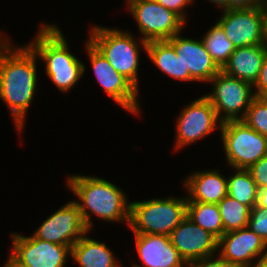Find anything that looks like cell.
<instances>
[{"label": "cell", "mask_w": 267, "mask_h": 267, "mask_svg": "<svg viewBox=\"0 0 267 267\" xmlns=\"http://www.w3.org/2000/svg\"><path fill=\"white\" fill-rule=\"evenodd\" d=\"M176 121V150L211 135L222 125L216 110L205 96L186 105Z\"/></svg>", "instance_id": "30bf717a"}, {"label": "cell", "mask_w": 267, "mask_h": 267, "mask_svg": "<svg viewBox=\"0 0 267 267\" xmlns=\"http://www.w3.org/2000/svg\"><path fill=\"white\" fill-rule=\"evenodd\" d=\"M219 170L196 171L183 181L187 202L218 204L228 195L227 178Z\"/></svg>", "instance_id": "ac0fdd59"}, {"label": "cell", "mask_w": 267, "mask_h": 267, "mask_svg": "<svg viewBox=\"0 0 267 267\" xmlns=\"http://www.w3.org/2000/svg\"><path fill=\"white\" fill-rule=\"evenodd\" d=\"M88 40L105 56L115 71L127 78L139 90V43L129 31L91 27Z\"/></svg>", "instance_id": "5b68a950"}, {"label": "cell", "mask_w": 267, "mask_h": 267, "mask_svg": "<svg viewBox=\"0 0 267 267\" xmlns=\"http://www.w3.org/2000/svg\"><path fill=\"white\" fill-rule=\"evenodd\" d=\"M222 11L217 23L235 48L267 44L262 5Z\"/></svg>", "instance_id": "8fae6325"}, {"label": "cell", "mask_w": 267, "mask_h": 267, "mask_svg": "<svg viewBox=\"0 0 267 267\" xmlns=\"http://www.w3.org/2000/svg\"><path fill=\"white\" fill-rule=\"evenodd\" d=\"M224 233L246 228L250 217V208L229 195L225 196L218 204Z\"/></svg>", "instance_id": "cb8c5ba5"}, {"label": "cell", "mask_w": 267, "mask_h": 267, "mask_svg": "<svg viewBox=\"0 0 267 267\" xmlns=\"http://www.w3.org/2000/svg\"><path fill=\"white\" fill-rule=\"evenodd\" d=\"M202 41L207 52L220 68L224 66L235 50L234 45L217 22L206 32Z\"/></svg>", "instance_id": "d4e9b609"}, {"label": "cell", "mask_w": 267, "mask_h": 267, "mask_svg": "<svg viewBox=\"0 0 267 267\" xmlns=\"http://www.w3.org/2000/svg\"><path fill=\"white\" fill-rule=\"evenodd\" d=\"M85 46L99 85L120 107L139 115L141 109L137 98L140 91L127 78L115 71L105 56L89 40Z\"/></svg>", "instance_id": "9c48e42d"}, {"label": "cell", "mask_w": 267, "mask_h": 267, "mask_svg": "<svg viewBox=\"0 0 267 267\" xmlns=\"http://www.w3.org/2000/svg\"><path fill=\"white\" fill-rule=\"evenodd\" d=\"M211 94L204 96L210 101L222 123L242 120L255 98L253 84L227 75L220 70L210 81Z\"/></svg>", "instance_id": "ba28073f"}, {"label": "cell", "mask_w": 267, "mask_h": 267, "mask_svg": "<svg viewBox=\"0 0 267 267\" xmlns=\"http://www.w3.org/2000/svg\"><path fill=\"white\" fill-rule=\"evenodd\" d=\"M136 249L143 265L131 267H186L185 260L172 245L170 236L134 233Z\"/></svg>", "instance_id": "e0dca14e"}, {"label": "cell", "mask_w": 267, "mask_h": 267, "mask_svg": "<svg viewBox=\"0 0 267 267\" xmlns=\"http://www.w3.org/2000/svg\"><path fill=\"white\" fill-rule=\"evenodd\" d=\"M227 177L228 195L252 209L257 204L258 187L248 169H234Z\"/></svg>", "instance_id": "603a6c76"}, {"label": "cell", "mask_w": 267, "mask_h": 267, "mask_svg": "<svg viewBox=\"0 0 267 267\" xmlns=\"http://www.w3.org/2000/svg\"><path fill=\"white\" fill-rule=\"evenodd\" d=\"M189 261L186 263V267H235L231 265L227 260L223 259L219 254Z\"/></svg>", "instance_id": "f546056e"}, {"label": "cell", "mask_w": 267, "mask_h": 267, "mask_svg": "<svg viewBox=\"0 0 267 267\" xmlns=\"http://www.w3.org/2000/svg\"><path fill=\"white\" fill-rule=\"evenodd\" d=\"M70 191L78 197L75 203L81 211L87 228L91 231V214L106 222L130 224V202L118 186L95 176L70 175L67 179Z\"/></svg>", "instance_id": "7a4b0ae2"}, {"label": "cell", "mask_w": 267, "mask_h": 267, "mask_svg": "<svg viewBox=\"0 0 267 267\" xmlns=\"http://www.w3.org/2000/svg\"><path fill=\"white\" fill-rule=\"evenodd\" d=\"M248 170L250 171L258 189L267 187V155L253 164Z\"/></svg>", "instance_id": "83f0119b"}, {"label": "cell", "mask_w": 267, "mask_h": 267, "mask_svg": "<svg viewBox=\"0 0 267 267\" xmlns=\"http://www.w3.org/2000/svg\"><path fill=\"white\" fill-rule=\"evenodd\" d=\"M264 0H226V10L251 8L262 5Z\"/></svg>", "instance_id": "1f68e13d"}, {"label": "cell", "mask_w": 267, "mask_h": 267, "mask_svg": "<svg viewBox=\"0 0 267 267\" xmlns=\"http://www.w3.org/2000/svg\"><path fill=\"white\" fill-rule=\"evenodd\" d=\"M41 25L36 37L28 45L44 62L46 76L58 90L69 92L83 77L86 67L69 52L68 42L56 24Z\"/></svg>", "instance_id": "3957f363"}, {"label": "cell", "mask_w": 267, "mask_h": 267, "mask_svg": "<svg viewBox=\"0 0 267 267\" xmlns=\"http://www.w3.org/2000/svg\"><path fill=\"white\" fill-rule=\"evenodd\" d=\"M267 44L235 48L221 70L232 77L254 84L259 76Z\"/></svg>", "instance_id": "d6986e66"}, {"label": "cell", "mask_w": 267, "mask_h": 267, "mask_svg": "<svg viewBox=\"0 0 267 267\" xmlns=\"http://www.w3.org/2000/svg\"><path fill=\"white\" fill-rule=\"evenodd\" d=\"M10 43L0 50V99L21 132L36 93L38 56L28 44L14 47Z\"/></svg>", "instance_id": "6da1fadb"}, {"label": "cell", "mask_w": 267, "mask_h": 267, "mask_svg": "<svg viewBox=\"0 0 267 267\" xmlns=\"http://www.w3.org/2000/svg\"><path fill=\"white\" fill-rule=\"evenodd\" d=\"M255 97L267 99V49L262 61V67L256 82L253 84Z\"/></svg>", "instance_id": "f1b7e54d"}, {"label": "cell", "mask_w": 267, "mask_h": 267, "mask_svg": "<svg viewBox=\"0 0 267 267\" xmlns=\"http://www.w3.org/2000/svg\"><path fill=\"white\" fill-rule=\"evenodd\" d=\"M12 250L8 255L22 267H65L71 249L32 236L11 233Z\"/></svg>", "instance_id": "7c38bea8"}, {"label": "cell", "mask_w": 267, "mask_h": 267, "mask_svg": "<svg viewBox=\"0 0 267 267\" xmlns=\"http://www.w3.org/2000/svg\"><path fill=\"white\" fill-rule=\"evenodd\" d=\"M170 240L186 263L212 256L218 251V239L188 216L171 232Z\"/></svg>", "instance_id": "2e32d148"}, {"label": "cell", "mask_w": 267, "mask_h": 267, "mask_svg": "<svg viewBox=\"0 0 267 267\" xmlns=\"http://www.w3.org/2000/svg\"><path fill=\"white\" fill-rule=\"evenodd\" d=\"M241 121L259 134L267 137V99L255 97Z\"/></svg>", "instance_id": "484cf974"}, {"label": "cell", "mask_w": 267, "mask_h": 267, "mask_svg": "<svg viewBox=\"0 0 267 267\" xmlns=\"http://www.w3.org/2000/svg\"><path fill=\"white\" fill-rule=\"evenodd\" d=\"M247 227L260 236L267 244V210L255 205L250 210Z\"/></svg>", "instance_id": "4316f807"}, {"label": "cell", "mask_w": 267, "mask_h": 267, "mask_svg": "<svg viewBox=\"0 0 267 267\" xmlns=\"http://www.w3.org/2000/svg\"><path fill=\"white\" fill-rule=\"evenodd\" d=\"M86 233H90V230L83 220L78 205L72 200L46 218L32 235L71 249Z\"/></svg>", "instance_id": "4fadbf2b"}, {"label": "cell", "mask_w": 267, "mask_h": 267, "mask_svg": "<svg viewBox=\"0 0 267 267\" xmlns=\"http://www.w3.org/2000/svg\"><path fill=\"white\" fill-rule=\"evenodd\" d=\"M184 66V81L209 82L221 68L207 52L200 40L185 38L181 33L167 40Z\"/></svg>", "instance_id": "5bb4252c"}, {"label": "cell", "mask_w": 267, "mask_h": 267, "mask_svg": "<svg viewBox=\"0 0 267 267\" xmlns=\"http://www.w3.org/2000/svg\"><path fill=\"white\" fill-rule=\"evenodd\" d=\"M3 267H22L18 264H16L9 256Z\"/></svg>", "instance_id": "8d00e7d4"}, {"label": "cell", "mask_w": 267, "mask_h": 267, "mask_svg": "<svg viewBox=\"0 0 267 267\" xmlns=\"http://www.w3.org/2000/svg\"><path fill=\"white\" fill-rule=\"evenodd\" d=\"M256 261L252 267H267V250Z\"/></svg>", "instance_id": "836d02e7"}, {"label": "cell", "mask_w": 267, "mask_h": 267, "mask_svg": "<svg viewBox=\"0 0 267 267\" xmlns=\"http://www.w3.org/2000/svg\"><path fill=\"white\" fill-rule=\"evenodd\" d=\"M266 250L265 241L248 227L226 232L218 239V254L235 267H252Z\"/></svg>", "instance_id": "9a60e30c"}, {"label": "cell", "mask_w": 267, "mask_h": 267, "mask_svg": "<svg viewBox=\"0 0 267 267\" xmlns=\"http://www.w3.org/2000/svg\"><path fill=\"white\" fill-rule=\"evenodd\" d=\"M227 164L232 169H248L267 155V137L243 121H227L220 128Z\"/></svg>", "instance_id": "52a82bcc"}, {"label": "cell", "mask_w": 267, "mask_h": 267, "mask_svg": "<svg viewBox=\"0 0 267 267\" xmlns=\"http://www.w3.org/2000/svg\"><path fill=\"white\" fill-rule=\"evenodd\" d=\"M262 8L264 11V18H265V36L267 39V0H264L262 3Z\"/></svg>", "instance_id": "e575fe53"}, {"label": "cell", "mask_w": 267, "mask_h": 267, "mask_svg": "<svg viewBox=\"0 0 267 267\" xmlns=\"http://www.w3.org/2000/svg\"><path fill=\"white\" fill-rule=\"evenodd\" d=\"M257 206L267 210V187L258 189Z\"/></svg>", "instance_id": "d6a6232c"}, {"label": "cell", "mask_w": 267, "mask_h": 267, "mask_svg": "<svg viewBox=\"0 0 267 267\" xmlns=\"http://www.w3.org/2000/svg\"><path fill=\"white\" fill-rule=\"evenodd\" d=\"M186 215L187 196L131 201L129 227L137 234L170 236Z\"/></svg>", "instance_id": "277c9868"}, {"label": "cell", "mask_w": 267, "mask_h": 267, "mask_svg": "<svg viewBox=\"0 0 267 267\" xmlns=\"http://www.w3.org/2000/svg\"><path fill=\"white\" fill-rule=\"evenodd\" d=\"M186 216L217 239L224 234V227L217 204L187 202Z\"/></svg>", "instance_id": "7402d4cb"}, {"label": "cell", "mask_w": 267, "mask_h": 267, "mask_svg": "<svg viewBox=\"0 0 267 267\" xmlns=\"http://www.w3.org/2000/svg\"><path fill=\"white\" fill-rule=\"evenodd\" d=\"M158 3L163 5L165 8L174 11L178 14L185 22L187 14H185V7L191 5L193 0H156Z\"/></svg>", "instance_id": "4dcf8cb0"}, {"label": "cell", "mask_w": 267, "mask_h": 267, "mask_svg": "<svg viewBox=\"0 0 267 267\" xmlns=\"http://www.w3.org/2000/svg\"><path fill=\"white\" fill-rule=\"evenodd\" d=\"M146 54L162 73L173 79L184 81L183 63L167 40L148 42Z\"/></svg>", "instance_id": "44dd1931"}, {"label": "cell", "mask_w": 267, "mask_h": 267, "mask_svg": "<svg viewBox=\"0 0 267 267\" xmlns=\"http://www.w3.org/2000/svg\"><path fill=\"white\" fill-rule=\"evenodd\" d=\"M217 5V7H221V10H226V0H207Z\"/></svg>", "instance_id": "d590c367"}, {"label": "cell", "mask_w": 267, "mask_h": 267, "mask_svg": "<svg viewBox=\"0 0 267 267\" xmlns=\"http://www.w3.org/2000/svg\"><path fill=\"white\" fill-rule=\"evenodd\" d=\"M126 4L142 35L140 47L145 52L148 42L171 39L174 35L182 33L186 25L178 14L156 0H126Z\"/></svg>", "instance_id": "8992f818"}, {"label": "cell", "mask_w": 267, "mask_h": 267, "mask_svg": "<svg viewBox=\"0 0 267 267\" xmlns=\"http://www.w3.org/2000/svg\"><path fill=\"white\" fill-rule=\"evenodd\" d=\"M85 234L71 247V258L80 267H122L105 242L89 238Z\"/></svg>", "instance_id": "ffe728a7"}, {"label": "cell", "mask_w": 267, "mask_h": 267, "mask_svg": "<svg viewBox=\"0 0 267 267\" xmlns=\"http://www.w3.org/2000/svg\"><path fill=\"white\" fill-rule=\"evenodd\" d=\"M3 33L0 31V50L9 42L10 39H7L1 36Z\"/></svg>", "instance_id": "74e56055"}]
</instances>
